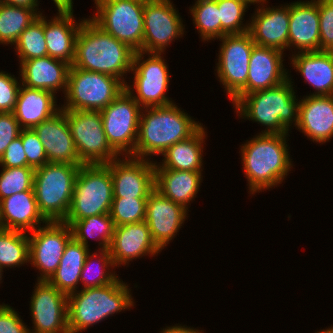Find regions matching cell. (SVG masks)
Here are the masks:
<instances>
[{"label": "cell", "instance_id": "6da1fadb", "mask_svg": "<svg viewBox=\"0 0 333 333\" xmlns=\"http://www.w3.org/2000/svg\"><path fill=\"white\" fill-rule=\"evenodd\" d=\"M290 134L257 133L239 146L248 194L279 187L295 166L288 144Z\"/></svg>", "mask_w": 333, "mask_h": 333}, {"label": "cell", "instance_id": "7a4b0ae2", "mask_svg": "<svg viewBox=\"0 0 333 333\" xmlns=\"http://www.w3.org/2000/svg\"><path fill=\"white\" fill-rule=\"evenodd\" d=\"M288 70V80L281 85L246 94L232 107L242 121L265 127L258 133L289 134L297 126L300 97Z\"/></svg>", "mask_w": 333, "mask_h": 333}, {"label": "cell", "instance_id": "3957f363", "mask_svg": "<svg viewBox=\"0 0 333 333\" xmlns=\"http://www.w3.org/2000/svg\"><path fill=\"white\" fill-rule=\"evenodd\" d=\"M135 52L129 45L105 32L89 16L83 20L78 31L72 65L114 76L125 84L130 78L127 76L130 75Z\"/></svg>", "mask_w": 333, "mask_h": 333}, {"label": "cell", "instance_id": "277c9868", "mask_svg": "<svg viewBox=\"0 0 333 333\" xmlns=\"http://www.w3.org/2000/svg\"><path fill=\"white\" fill-rule=\"evenodd\" d=\"M177 104L142 108L133 157L147 160L158 157L175 143L188 139L203 125Z\"/></svg>", "mask_w": 333, "mask_h": 333}, {"label": "cell", "instance_id": "5b68a950", "mask_svg": "<svg viewBox=\"0 0 333 333\" xmlns=\"http://www.w3.org/2000/svg\"><path fill=\"white\" fill-rule=\"evenodd\" d=\"M131 288L120 277L113 283L79 289L68 295L69 333H83L114 314L134 308Z\"/></svg>", "mask_w": 333, "mask_h": 333}, {"label": "cell", "instance_id": "8992f818", "mask_svg": "<svg viewBox=\"0 0 333 333\" xmlns=\"http://www.w3.org/2000/svg\"><path fill=\"white\" fill-rule=\"evenodd\" d=\"M81 165L48 162L35 169L33 190L38 210L48 222H63L67 217Z\"/></svg>", "mask_w": 333, "mask_h": 333}, {"label": "cell", "instance_id": "52a82bcc", "mask_svg": "<svg viewBox=\"0 0 333 333\" xmlns=\"http://www.w3.org/2000/svg\"><path fill=\"white\" fill-rule=\"evenodd\" d=\"M113 182L107 164H83L74 184L70 210L63 221H77L100 214H110Z\"/></svg>", "mask_w": 333, "mask_h": 333}, {"label": "cell", "instance_id": "ba28073f", "mask_svg": "<svg viewBox=\"0 0 333 333\" xmlns=\"http://www.w3.org/2000/svg\"><path fill=\"white\" fill-rule=\"evenodd\" d=\"M164 57L163 53L136 51L134 54L130 72L133 81L130 78L127 80L125 90L142 108L166 106L175 102L167 95L172 74Z\"/></svg>", "mask_w": 333, "mask_h": 333}, {"label": "cell", "instance_id": "9c48e42d", "mask_svg": "<svg viewBox=\"0 0 333 333\" xmlns=\"http://www.w3.org/2000/svg\"><path fill=\"white\" fill-rule=\"evenodd\" d=\"M124 90L125 84L114 76L72 65L61 109L101 111Z\"/></svg>", "mask_w": 333, "mask_h": 333}, {"label": "cell", "instance_id": "30bf717a", "mask_svg": "<svg viewBox=\"0 0 333 333\" xmlns=\"http://www.w3.org/2000/svg\"><path fill=\"white\" fill-rule=\"evenodd\" d=\"M218 40L220 46L214 70L217 74H214L234 106L247 94L249 60L256 44L249 32L225 35Z\"/></svg>", "mask_w": 333, "mask_h": 333}, {"label": "cell", "instance_id": "8fae6325", "mask_svg": "<svg viewBox=\"0 0 333 333\" xmlns=\"http://www.w3.org/2000/svg\"><path fill=\"white\" fill-rule=\"evenodd\" d=\"M90 18L105 32L135 51H143L144 0H93Z\"/></svg>", "mask_w": 333, "mask_h": 333}, {"label": "cell", "instance_id": "7c38bea8", "mask_svg": "<svg viewBox=\"0 0 333 333\" xmlns=\"http://www.w3.org/2000/svg\"><path fill=\"white\" fill-rule=\"evenodd\" d=\"M63 111L79 159L84 164H107L119 157L107 141L100 111Z\"/></svg>", "mask_w": 333, "mask_h": 333}, {"label": "cell", "instance_id": "4fadbf2b", "mask_svg": "<svg viewBox=\"0 0 333 333\" xmlns=\"http://www.w3.org/2000/svg\"><path fill=\"white\" fill-rule=\"evenodd\" d=\"M141 110L142 107L124 90L100 111L107 141L121 157L132 156L135 151Z\"/></svg>", "mask_w": 333, "mask_h": 333}, {"label": "cell", "instance_id": "5bb4252c", "mask_svg": "<svg viewBox=\"0 0 333 333\" xmlns=\"http://www.w3.org/2000/svg\"><path fill=\"white\" fill-rule=\"evenodd\" d=\"M143 52L163 53L171 43L183 38L185 20L172 0H144Z\"/></svg>", "mask_w": 333, "mask_h": 333}, {"label": "cell", "instance_id": "9a60e30c", "mask_svg": "<svg viewBox=\"0 0 333 333\" xmlns=\"http://www.w3.org/2000/svg\"><path fill=\"white\" fill-rule=\"evenodd\" d=\"M29 264L38 270L37 281H48L60 264L72 231L64 222H47L28 233Z\"/></svg>", "mask_w": 333, "mask_h": 333}, {"label": "cell", "instance_id": "2e32d148", "mask_svg": "<svg viewBox=\"0 0 333 333\" xmlns=\"http://www.w3.org/2000/svg\"><path fill=\"white\" fill-rule=\"evenodd\" d=\"M29 301V333H69L68 296L48 281H37ZM32 328V329H31Z\"/></svg>", "mask_w": 333, "mask_h": 333}, {"label": "cell", "instance_id": "e0dca14e", "mask_svg": "<svg viewBox=\"0 0 333 333\" xmlns=\"http://www.w3.org/2000/svg\"><path fill=\"white\" fill-rule=\"evenodd\" d=\"M154 160L119 156L107 163L113 182V198L147 199L155 190Z\"/></svg>", "mask_w": 333, "mask_h": 333}, {"label": "cell", "instance_id": "ac0fdd59", "mask_svg": "<svg viewBox=\"0 0 333 333\" xmlns=\"http://www.w3.org/2000/svg\"><path fill=\"white\" fill-rule=\"evenodd\" d=\"M269 0L256 1L251 13L249 33L258 46L288 51L290 3L268 5ZM268 3V4H267Z\"/></svg>", "mask_w": 333, "mask_h": 333}, {"label": "cell", "instance_id": "d6986e66", "mask_svg": "<svg viewBox=\"0 0 333 333\" xmlns=\"http://www.w3.org/2000/svg\"><path fill=\"white\" fill-rule=\"evenodd\" d=\"M188 215L187 209L162 196L157 190L147 197L144 221L149 226L153 241L161 250L167 248L179 235Z\"/></svg>", "mask_w": 333, "mask_h": 333}, {"label": "cell", "instance_id": "ffe728a7", "mask_svg": "<svg viewBox=\"0 0 333 333\" xmlns=\"http://www.w3.org/2000/svg\"><path fill=\"white\" fill-rule=\"evenodd\" d=\"M109 251L118 268L129 267L134 260L155 257L162 252L153 241L145 221L116 226Z\"/></svg>", "mask_w": 333, "mask_h": 333}, {"label": "cell", "instance_id": "44dd1931", "mask_svg": "<svg viewBox=\"0 0 333 333\" xmlns=\"http://www.w3.org/2000/svg\"><path fill=\"white\" fill-rule=\"evenodd\" d=\"M288 51H320L318 0H295L290 3ZM294 50V52H293Z\"/></svg>", "mask_w": 333, "mask_h": 333}, {"label": "cell", "instance_id": "7402d4cb", "mask_svg": "<svg viewBox=\"0 0 333 333\" xmlns=\"http://www.w3.org/2000/svg\"><path fill=\"white\" fill-rule=\"evenodd\" d=\"M56 10V15L53 14L50 19L44 14L47 56L72 66L75 60L76 37L85 18H75L74 9Z\"/></svg>", "mask_w": 333, "mask_h": 333}, {"label": "cell", "instance_id": "603a6c76", "mask_svg": "<svg viewBox=\"0 0 333 333\" xmlns=\"http://www.w3.org/2000/svg\"><path fill=\"white\" fill-rule=\"evenodd\" d=\"M295 129L315 144L330 142L333 138V95L300 96Z\"/></svg>", "mask_w": 333, "mask_h": 333}, {"label": "cell", "instance_id": "cb8c5ba5", "mask_svg": "<svg viewBox=\"0 0 333 333\" xmlns=\"http://www.w3.org/2000/svg\"><path fill=\"white\" fill-rule=\"evenodd\" d=\"M43 144L48 162L84 164L77 153L65 112L61 109L53 117L33 128Z\"/></svg>", "mask_w": 333, "mask_h": 333}, {"label": "cell", "instance_id": "d4e9b609", "mask_svg": "<svg viewBox=\"0 0 333 333\" xmlns=\"http://www.w3.org/2000/svg\"><path fill=\"white\" fill-rule=\"evenodd\" d=\"M286 53L269 47L255 45L250 55L247 94L270 89L288 80L285 68Z\"/></svg>", "mask_w": 333, "mask_h": 333}, {"label": "cell", "instance_id": "484cf974", "mask_svg": "<svg viewBox=\"0 0 333 333\" xmlns=\"http://www.w3.org/2000/svg\"><path fill=\"white\" fill-rule=\"evenodd\" d=\"M71 65L50 56L33 58L19 65L21 84L35 89L47 90L55 95L66 94Z\"/></svg>", "mask_w": 333, "mask_h": 333}, {"label": "cell", "instance_id": "4316f807", "mask_svg": "<svg viewBox=\"0 0 333 333\" xmlns=\"http://www.w3.org/2000/svg\"><path fill=\"white\" fill-rule=\"evenodd\" d=\"M288 58L290 68L314 88L307 96L333 95V51L298 52Z\"/></svg>", "mask_w": 333, "mask_h": 333}, {"label": "cell", "instance_id": "83f0119b", "mask_svg": "<svg viewBox=\"0 0 333 333\" xmlns=\"http://www.w3.org/2000/svg\"><path fill=\"white\" fill-rule=\"evenodd\" d=\"M0 222L3 229L29 233L48 221L38 210L34 191H23L0 200Z\"/></svg>", "mask_w": 333, "mask_h": 333}, {"label": "cell", "instance_id": "f1b7e54d", "mask_svg": "<svg viewBox=\"0 0 333 333\" xmlns=\"http://www.w3.org/2000/svg\"><path fill=\"white\" fill-rule=\"evenodd\" d=\"M57 101V96L50 91L21 84L13 114L22 129H33L61 110Z\"/></svg>", "mask_w": 333, "mask_h": 333}, {"label": "cell", "instance_id": "f546056e", "mask_svg": "<svg viewBox=\"0 0 333 333\" xmlns=\"http://www.w3.org/2000/svg\"><path fill=\"white\" fill-rule=\"evenodd\" d=\"M203 177V172L155 167V190L190 212L191 203L201 191Z\"/></svg>", "mask_w": 333, "mask_h": 333}, {"label": "cell", "instance_id": "4dcf8cb0", "mask_svg": "<svg viewBox=\"0 0 333 333\" xmlns=\"http://www.w3.org/2000/svg\"><path fill=\"white\" fill-rule=\"evenodd\" d=\"M207 127L202 125L188 139L179 141L169 147L163 154L160 162L154 161L155 167H163L164 169H174L180 171L203 172L204 148L206 139L208 138Z\"/></svg>", "mask_w": 333, "mask_h": 333}, {"label": "cell", "instance_id": "1f68e13d", "mask_svg": "<svg viewBox=\"0 0 333 333\" xmlns=\"http://www.w3.org/2000/svg\"><path fill=\"white\" fill-rule=\"evenodd\" d=\"M91 247L87 248L73 238L65 247L60 264L48 282L67 296L77 292L80 288V275L87 254Z\"/></svg>", "mask_w": 333, "mask_h": 333}, {"label": "cell", "instance_id": "d6a6232c", "mask_svg": "<svg viewBox=\"0 0 333 333\" xmlns=\"http://www.w3.org/2000/svg\"><path fill=\"white\" fill-rule=\"evenodd\" d=\"M68 225L72 231V238L87 248L90 247L89 239L97 241V250L109 249L112 243L115 225L110 214L94 215L70 221Z\"/></svg>", "mask_w": 333, "mask_h": 333}, {"label": "cell", "instance_id": "836d02e7", "mask_svg": "<svg viewBox=\"0 0 333 333\" xmlns=\"http://www.w3.org/2000/svg\"><path fill=\"white\" fill-rule=\"evenodd\" d=\"M92 251L87 254L80 275V289L102 287L115 282L120 276L109 249ZM92 251V252H91Z\"/></svg>", "mask_w": 333, "mask_h": 333}, {"label": "cell", "instance_id": "e575fe53", "mask_svg": "<svg viewBox=\"0 0 333 333\" xmlns=\"http://www.w3.org/2000/svg\"><path fill=\"white\" fill-rule=\"evenodd\" d=\"M39 15L35 8L0 3V45L12 47Z\"/></svg>", "mask_w": 333, "mask_h": 333}, {"label": "cell", "instance_id": "d590c367", "mask_svg": "<svg viewBox=\"0 0 333 333\" xmlns=\"http://www.w3.org/2000/svg\"><path fill=\"white\" fill-rule=\"evenodd\" d=\"M29 256L28 233L18 230H0V267L3 270L16 267L19 269L25 265L28 267Z\"/></svg>", "mask_w": 333, "mask_h": 333}, {"label": "cell", "instance_id": "8d00e7d4", "mask_svg": "<svg viewBox=\"0 0 333 333\" xmlns=\"http://www.w3.org/2000/svg\"><path fill=\"white\" fill-rule=\"evenodd\" d=\"M188 13L203 43L221 38V22L216 0H195Z\"/></svg>", "mask_w": 333, "mask_h": 333}, {"label": "cell", "instance_id": "74e56055", "mask_svg": "<svg viewBox=\"0 0 333 333\" xmlns=\"http://www.w3.org/2000/svg\"><path fill=\"white\" fill-rule=\"evenodd\" d=\"M19 65L26 60L47 56L44 35V13L40 14L19 36L13 45Z\"/></svg>", "mask_w": 333, "mask_h": 333}, {"label": "cell", "instance_id": "f35d334b", "mask_svg": "<svg viewBox=\"0 0 333 333\" xmlns=\"http://www.w3.org/2000/svg\"><path fill=\"white\" fill-rule=\"evenodd\" d=\"M216 1L221 22V37L225 35L243 34L249 32L250 19L245 21L244 16H246V12L249 10V7L251 5H255L253 0Z\"/></svg>", "mask_w": 333, "mask_h": 333}, {"label": "cell", "instance_id": "ab89813d", "mask_svg": "<svg viewBox=\"0 0 333 333\" xmlns=\"http://www.w3.org/2000/svg\"><path fill=\"white\" fill-rule=\"evenodd\" d=\"M0 170V200L23 191H34L35 169L32 167L8 168Z\"/></svg>", "mask_w": 333, "mask_h": 333}, {"label": "cell", "instance_id": "60d3db41", "mask_svg": "<svg viewBox=\"0 0 333 333\" xmlns=\"http://www.w3.org/2000/svg\"><path fill=\"white\" fill-rule=\"evenodd\" d=\"M147 199L113 198L110 216L115 227L145 220Z\"/></svg>", "mask_w": 333, "mask_h": 333}, {"label": "cell", "instance_id": "b9f144b4", "mask_svg": "<svg viewBox=\"0 0 333 333\" xmlns=\"http://www.w3.org/2000/svg\"><path fill=\"white\" fill-rule=\"evenodd\" d=\"M27 158V167L34 169L48 163L43 144L33 129H22L19 136Z\"/></svg>", "mask_w": 333, "mask_h": 333}, {"label": "cell", "instance_id": "7bdbcfd3", "mask_svg": "<svg viewBox=\"0 0 333 333\" xmlns=\"http://www.w3.org/2000/svg\"><path fill=\"white\" fill-rule=\"evenodd\" d=\"M20 86V74L0 70V113L14 111Z\"/></svg>", "mask_w": 333, "mask_h": 333}, {"label": "cell", "instance_id": "ee69618b", "mask_svg": "<svg viewBox=\"0 0 333 333\" xmlns=\"http://www.w3.org/2000/svg\"><path fill=\"white\" fill-rule=\"evenodd\" d=\"M320 51H333V0H318Z\"/></svg>", "mask_w": 333, "mask_h": 333}, {"label": "cell", "instance_id": "f6af8a7d", "mask_svg": "<svg viewBox=\"0 0 333 333\" xmlns=\"http://www.w3.org/2000/svg\"><path fill=\"white\" fill-rule=\"evenodd\" d=\"M0 333H29L18 311L10 304L0 303Z\"/></svg>", "mask_w": 333, "mask_h": 333}, {"label": "cell", "instance_id": "bcb514c9", "mask_svg": "<svg viewBox=\"0 0 333 333\" xmlns=\"http://www.w3.org/2000/svg\"><path fill=\"white\" fill-rule=\"evenodd\" d=\"M21 130L13 112L0 113V157L8 145L20 136Z\"/></svg>", "mask_w": 333, "mask_h": 333}, {"label": "cell", "instance_id": "7dc6e473", "mask_svg": "<svg viewBox=\"0 0 333 333\" xmlns=\"http://www.w3.org/2000/svg\"><path fill=\"white\" fill-rule=\"evenodd\" d=\"M0 167H27V158L20 137L13 140L1 155Z\"/></svg>", "mask_w": 333, "mask_h": 333}, {"label": "cell", "instance_id": "c3c4849f", "mask_svg": "<svg viewBox=\"0 0 333 333\" xmlns=\"http://www.w3.org/2000/svg\"><path fill=\"white\" fill-rule=\"evenodd\" d=\"M160 333H204V330H200L199 327L195 328L192 326H187L183 324H172L171 326H165V328H161Z\"/></svg>", "mask_w": 333, "mask_h": 333}, {"label": "cell", "instance_id": "681fc988", "mask_svg": "<svg viewBox=\"0 0 333 333\" xmlns=\"http://www.w3.org/2000/svg\"><path fill=\"white\" fill-rule=\"evenodd\" d=\"M0 3L35 8L40 14L43 13L42 9L39 8L41 6L39 0H0Z\"/></svg>", "mask_w": 333, "mask_h": 333}, {"label": "cell", "instance_id": "f907efd6", "mask_svg": "<svg viewBox=\"0 0 333 333\" xmlns=\"http://www.w3.org/2000/svg\"><path fill=\"white\" fill-rule=\"evenodd\" d=\"M320 331H315V333H333V325L325 329H319Z\"/></svg>", "mask_w": 333, "mask_h": 333}, {"label": "cell", "instance_id": "816d5d0a", "mask_svg": "<svg viewBox=\"0 0 333 333\" xmlns=\"http://www.w3.org/2000/svg\"><path fill=\"white\" fill-rule=\"evenodd\" d=\"M4 272V270L0 267V284H2V280H3V278H2V276H3V273Z\"/></svg>", "mask_w": 333, "mask_h": 333}]
</instances>
